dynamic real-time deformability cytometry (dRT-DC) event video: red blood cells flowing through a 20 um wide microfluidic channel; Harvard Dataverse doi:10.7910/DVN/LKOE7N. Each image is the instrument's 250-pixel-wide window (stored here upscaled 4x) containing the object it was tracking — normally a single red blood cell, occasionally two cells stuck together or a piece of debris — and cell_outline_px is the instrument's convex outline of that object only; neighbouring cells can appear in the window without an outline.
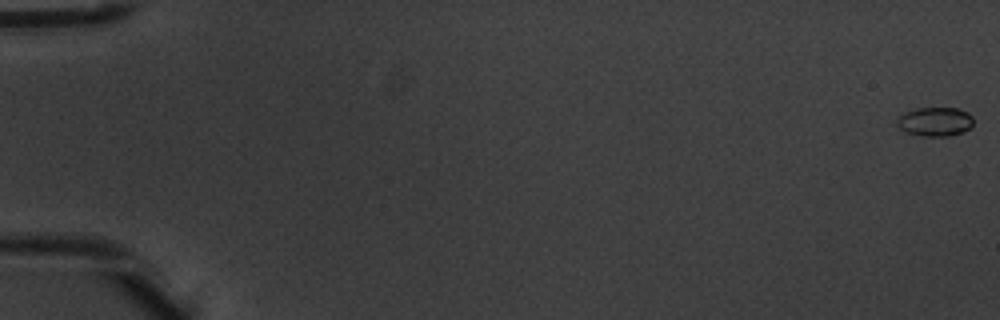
{"species": "common noctule bat (a hibernating species)", "species_latin": "Nyctalus noctula", "temperature_condition": "warm", "stored_images_in_passage": 6, "segment_of_instrument_passage": [1, 2], "camera_frame_rate_fps": 3000, "um_per_image_px": 0.085, "animal": {"sex": "male", "body_mass_g": 20.1, "forearm_length_mm": 53.5}, "frame": {"image": 1, "passage_image": 1, "time_ms": 0.0, "image_size_px": [1000, 320], "cell_outline_px": [[972, 124], [964, 132], [948, 136], [920, 136], [908, 132], [900, 128], [896, 124], [896, 120], [900, 116], [916, 108], [956, 108], [968, 112], [972, 116]], "centroid_in_image_um": [79.49, 10.34], "position_along_channel_um": 5.5, "area_um2": 12.77}}
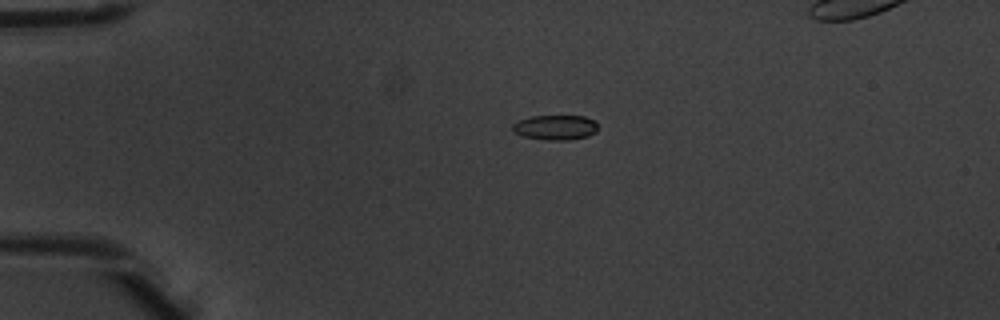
{"frame": {"image": 2, "passage_image": 4, "time_ms": 1.0, "image_size_px": [1000, 320], "cell_outline_px": [[596, 132], [588, 136], [568, 140], [548, 140], [524, 136], [512, 132], [512, 124], [516, 120], [532, 116], [584, 116], [596, 120]], "centroid_in_image_um": [47.18, 10.82], "position_along_channel_um": 37.8, "area_um2": 12.48}}